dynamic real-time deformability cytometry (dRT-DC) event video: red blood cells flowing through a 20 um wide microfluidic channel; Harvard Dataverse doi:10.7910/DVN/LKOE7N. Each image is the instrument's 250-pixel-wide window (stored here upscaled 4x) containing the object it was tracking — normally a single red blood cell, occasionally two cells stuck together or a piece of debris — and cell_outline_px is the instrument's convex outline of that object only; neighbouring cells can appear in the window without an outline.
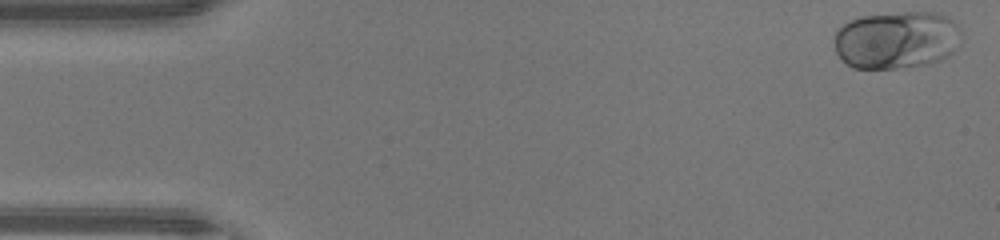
{"species": "human", "species_latin": "Homo sapiens", "temperature_condition": "warm", "stored_images_in_passage": 46, "camera_frame_rate_fps": 3000, "um_per_image_px": 0.085, "donor": {"sex": "male"}, "frame": {"image": 1, "passage_image": 1, "time_ms": 0.0, "image_size_px": [1000, 240], "cell_outline_px": [[960, 36], [952, 52], [940, 60], [924, 64], [896, 68], [852, 68], [836, 52], [836, 28], [860, 16], [904, 12], [940, 12], [952, 20], [956, 24], [960, 32]], "centroid_in_image_um": [76.2, 3.37], "position_along_channel_um": 8.8, "area_um2": 42.25}}
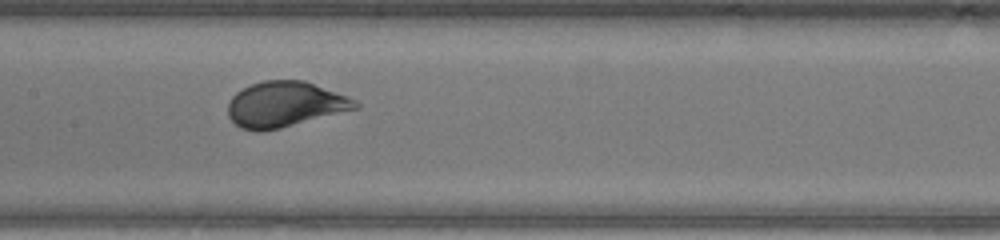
{"frame": {"image": 2, "passage_image": 22, "time_ms": 7.0, "image_size_px": [1000, 240], "cell_outline_px": [[360, 108], [280, 128], [260, 132], [256, 132], [240, 128], [228, 116], [228, 104], [232, 96], [236, 92], [252, 84], [264, 80], [304, 80], [348, 96], [356, 100], [360, 104]], "centroid_in_image_um": [24.23, 8.87], "position_along_channel_um": 183.2, "area_um2": 33.81}}
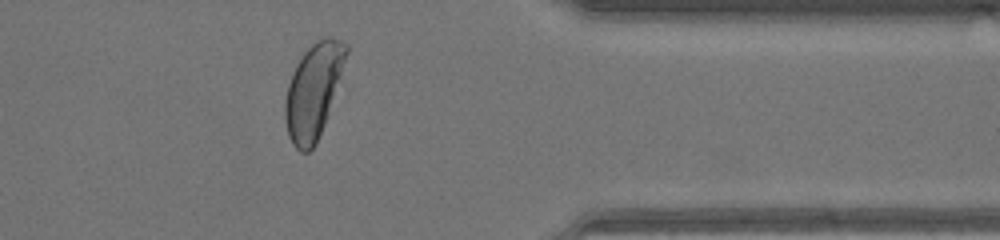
{"frame": {"image": 3, "passage_image": 37, "time_ms": 12.0, "image_size_px": [1000, 240], "cell_outline_px": [[348, 52], [324, 124], [316, 144], [308, 152], [300, 152], [292, 144], [288, 136], [284, 120], [284, 100], [288, 84], [292, 72], [300, 56], [316, 40], [324, 36], [332, 36], [348, 44]], "centroid_in_image_um": [26.6, 7.71], "position_along_channel_um": 384.8, "area_um2": 33.58}, "authors_computed_cell_mechanics": {"area_um2": 34.5066, "velocity_mm_per_s": 4.3871, "shape_relaxation_time_tau1_ms": 2.3012, "shape_relaxation_time_tau2_ms": null, "deformation_change_tau1": 0.1533, "deformation_change_tau2": null}}